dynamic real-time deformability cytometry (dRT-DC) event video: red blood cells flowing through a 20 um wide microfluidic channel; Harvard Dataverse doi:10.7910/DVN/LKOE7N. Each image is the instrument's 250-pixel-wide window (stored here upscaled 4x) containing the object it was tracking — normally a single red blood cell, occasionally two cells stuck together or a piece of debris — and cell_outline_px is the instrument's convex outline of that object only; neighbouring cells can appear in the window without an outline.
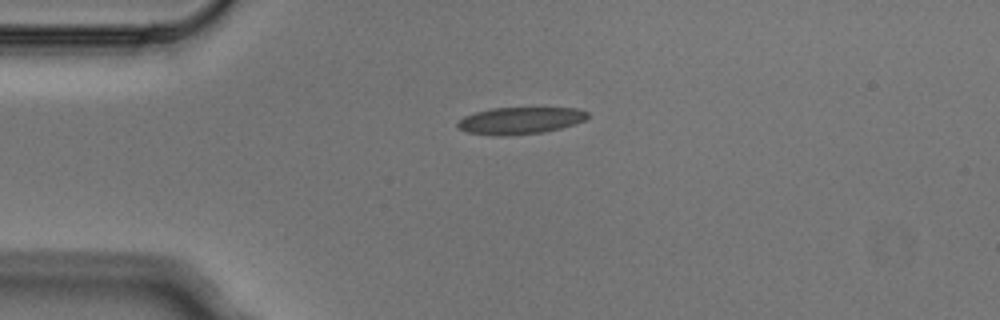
{"species": "Egyptian fruit bat (a non-hibernating species)", "species_latin": "Rousettus aegyptiacus", "temperature_condition": "cold", "stored_images_in_passage": 5, "camera_frame_rate_fps": 3000, "um_per_image_px": 0.085, "animal": {"sex": "male"}, "frame": {"image": 1, "passage_image": 1, "time_ms": 0.0, "image_size_px": [1000, 320], "cell_outline_px": [[588, 116], [584, 120], [560, 128], [544, 132], [504, 136], [500, 136], [468, 132], [456, 128], [456, 124], [464, 116], [476, 112], [492, 108], [576, 108], [588, 112]], "centroid_in_image_um": [44.18, 10.25], "position_along_channel_um": 40.8, "area_um2": 20.23}}
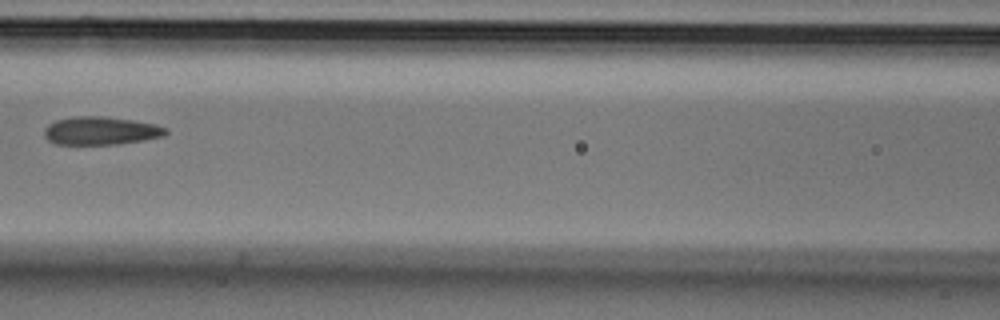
{"frame": {"image": 2, "passage_image": 4, "time_ms": 1.0, "image_size_px": [1000, 320], "cell_outline_px": [[168, 132], [164, 136], [144, 140], [120, 144], [56, 144], [48, 140], [44, 136], [44, 128], [48, 124], [56, 120], [72, 116], [100, 116], [132, 120], [156, 124], [168, 128]], "centroid_in_image_um": [8.57, 11.11], "position_along_channel_um": 158.0, "area_um2": 20.06}}
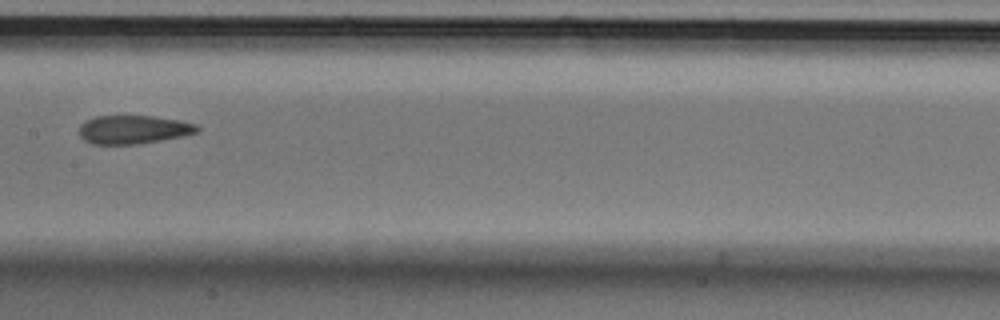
{"frame": {"image": 3, "passage_image": 5, "time_ms": 1.333, "image_size_px": [1000, 320], "cell_outline_px": [[200, 128], [196, 132], [184, 136], [136, 144], [92, 144], [84, 140], [80, 136], [80, 124], [84, 120], [96, 116], [152, 116], [180, 120], [196, 124]], "centroid_in_image_um": [11.32, 11.01], "position_along_channel_um": 196.1, "area_um2": 19.59}}